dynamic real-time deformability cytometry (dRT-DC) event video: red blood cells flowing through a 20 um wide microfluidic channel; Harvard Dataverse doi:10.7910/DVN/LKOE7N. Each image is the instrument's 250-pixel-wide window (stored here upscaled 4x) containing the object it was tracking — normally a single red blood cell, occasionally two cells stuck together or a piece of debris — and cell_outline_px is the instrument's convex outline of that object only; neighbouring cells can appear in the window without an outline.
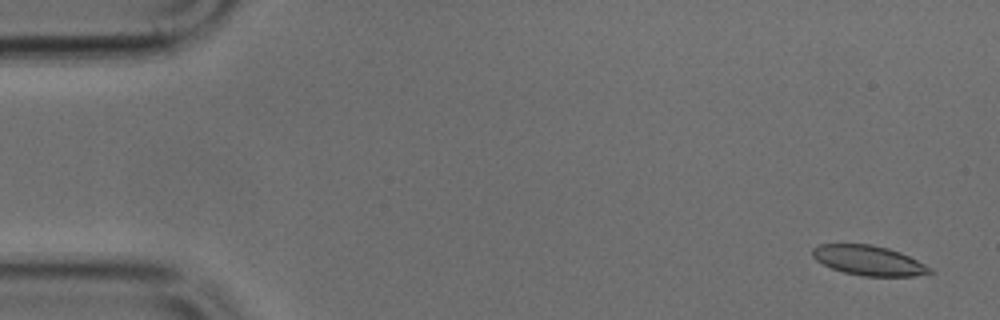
{"species": "common noctule bat (a hibernating species)", "species_latin": "Nyctalus noctula", "temperature_condition": "cold", "stored_images_in_passage": 48, "camera_frame_rate_fps": 3000, "um_per_image_px": 0.085, "animal": {"sex": "male", "body_mass_g": 17.9, "forearm_length_mm": 54.2}, "frame": {"image": 1, "passage_image": 2, "time_ms": 0.333, "image_size_px": [1000, 320], "cell_outline_px": [[936, 272], [912, 276], [864, 276], [844, 272], [832, 268], [816, 260], [812, 256], [812, 248], [820, 244], [872, 244], [888, 248], [900, 252], [932, 268]], "centroid_in_image_um": [73.84, 22.13], "position_along_channel_um": 11.2, "area_um2": 20.29}}
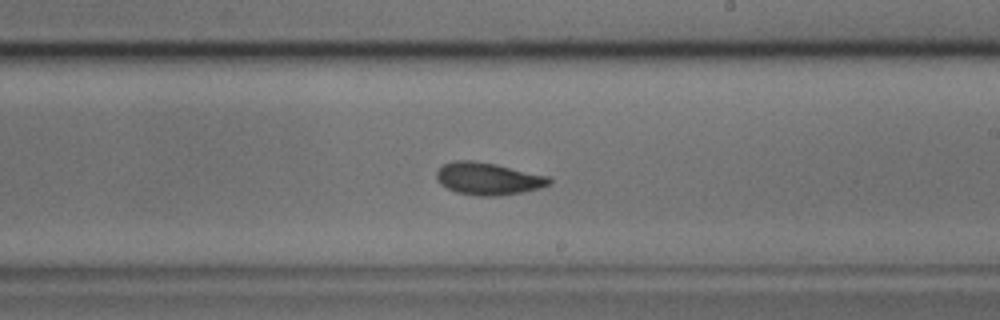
{"frame": {"image": 2, "passage_image": 28, "time_ms": 9.0, "image_size_px": [1000, 320], "cell_outline_px": [[552, 184], [540, 188], [500, 196], [476, 196], [456, 192], [440, 184], [436, 180], [436, 172], [444, 164], [452, 160], [472, 160], [496, 164], [548, 176], [552, 180]], "centroid_in_image_um": [41.48, 15.19], "position_along_channel_um": 247.5, "area_um2": 21.33}}
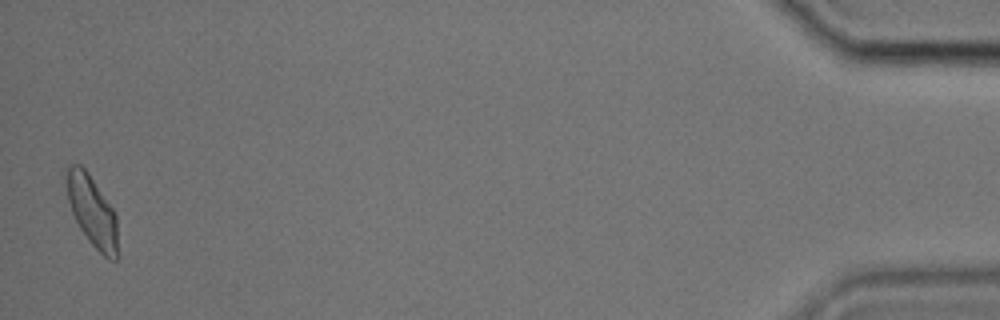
{"frame": {"image": 3, "passage_image": 48, "time_ms": 15.667, "image_size_px": [1000, 320], "cell_outline_px": [[116, 260], [108, 260], [88, 240], [80, 228], [72, 212], [68, 200], [68, 164], [80, 164], [88, 172], [112, 208], [116, 216]], "centroid_in_image_um": [7.83, 17.95], "position_along_channel_um": 427.4, "area_um2": 20.35}}